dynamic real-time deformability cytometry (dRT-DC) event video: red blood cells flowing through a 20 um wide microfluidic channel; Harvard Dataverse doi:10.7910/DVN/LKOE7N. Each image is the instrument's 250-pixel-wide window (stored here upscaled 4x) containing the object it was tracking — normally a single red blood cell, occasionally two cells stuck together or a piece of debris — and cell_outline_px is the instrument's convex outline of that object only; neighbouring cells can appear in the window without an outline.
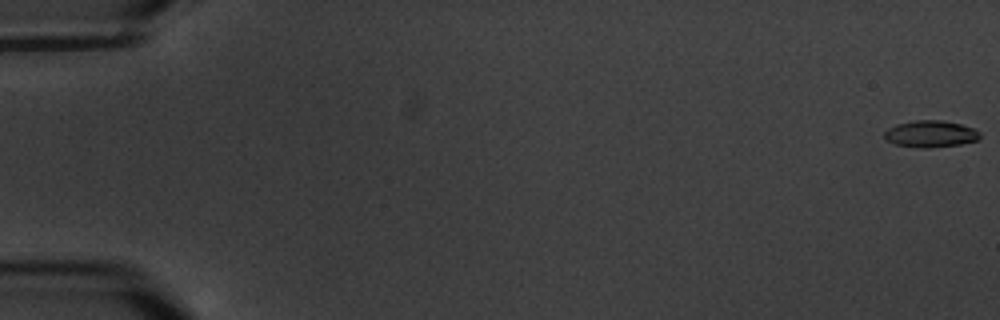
{"species": "common noctule bat (a hibernating species)", "species_latin": "Nyctalus noctula", "temperature_condition": "warm", "stored_images_in_passage": 6, "camera_frame_rate_fps": 3000, "um_per_image_px": 0.085, "animal": {"sex": "male", "body_mass_g": 20.1, "forearm_length_mm": 53.5}, "frame": {"image": 1, "passage_image": 1, "time_ms": 0.0, "image_size_px": [1000, 320], "cell_outline_px": [[980, 136], [976, 140], [960, 144], [928, 148], [924, 148], [896, 144], [888, 140], [884, 136], [884, 132], [888, 128], [896, 124], [916, 120], [944, 120], [960, 124], [972, 128], [980, 132]], "centroid_in_image_um": [79.09, 11.37], "position_along_channel_um": 5.9, "area_um2": 14.68}}